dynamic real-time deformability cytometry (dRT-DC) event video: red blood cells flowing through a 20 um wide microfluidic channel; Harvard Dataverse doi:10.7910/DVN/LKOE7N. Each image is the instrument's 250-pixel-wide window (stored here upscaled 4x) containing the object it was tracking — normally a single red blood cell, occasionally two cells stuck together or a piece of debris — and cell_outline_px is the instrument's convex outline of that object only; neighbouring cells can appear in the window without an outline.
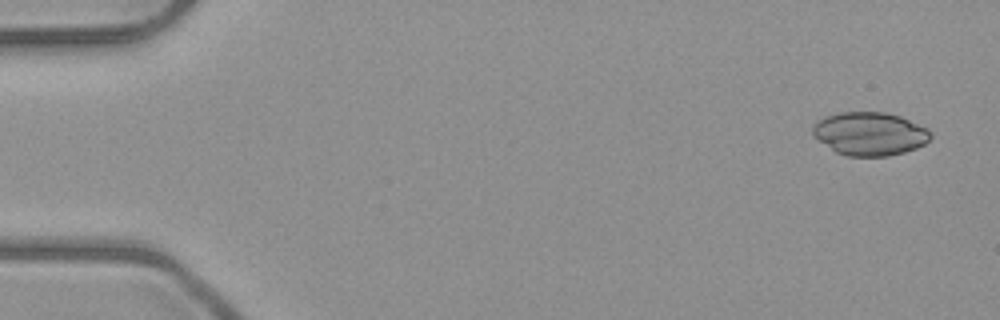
{"species": "common noctule bat (a hibernating species)", "species_latin": "Nyctalus noctula", "temperature_condition": "room temperature", "stored_images_in_passage": 7, "camera_frame_rate_fps": 3000, "um_per_image_px": 0.085, "animal": {"sex": "male", "body_mass_g": 23.1, "forearm_length_mm": 52.7}, "frame": {"image": 1, "passage_image": 1, "time_ms": 0.0, "image_size_px": [1000, 320], "cell_outline_px": [[932, 136], [924, 144], [916, 148], [904, 152], [888, 156], [848, 156], [836, 152], [812, 136], [812, 124], [824, 116], [840, 112], [884, 112], [900, 116], [928, 128], [932, 132]], "centroid_in_image_um": [73.91, 11.36], "position_along_channel_um": 11.1, "area_um2": 29.94}}